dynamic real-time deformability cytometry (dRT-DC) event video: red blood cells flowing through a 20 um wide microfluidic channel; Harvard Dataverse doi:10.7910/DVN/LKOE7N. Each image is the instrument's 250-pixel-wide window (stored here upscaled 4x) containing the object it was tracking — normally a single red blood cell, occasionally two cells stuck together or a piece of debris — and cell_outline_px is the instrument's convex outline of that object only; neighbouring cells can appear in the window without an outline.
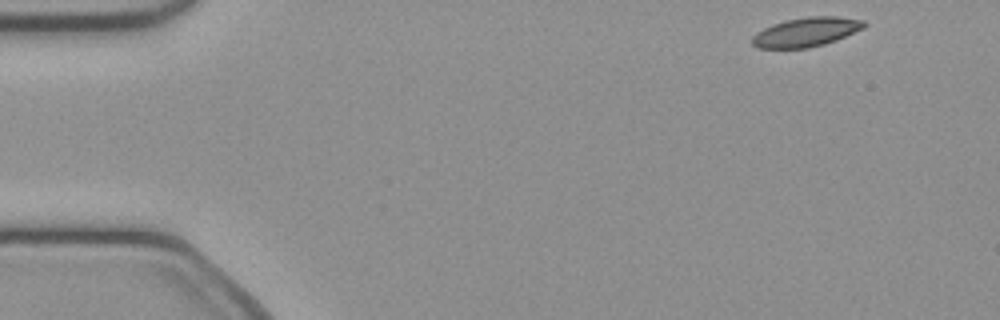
{"species": "common noctule bat (a hibernating species)", "species_latin": "Nyctalus noctula", "temperature_condition": "cold", "stored_images_in_passage": 47, "camera_frame_rate_fps": 3000, "um_per_image_px": 0.085, "animal": {"sex": "female", "body_mass_g": 21.9}, "frame": {"image": 1, "passage_image": 1, "time_ms": 0.0, "image_size_px": [1000, 320], "cell_outline_px": [[868, 24], [864, 28], [836, 40], [824, 44], [808, 48], [760, 48], [752, 44], [752, 36], [756, 32], [772, 24], [784, 20], [808, 16], [836, 16], [864, 20]], "centroid_in_image_um": [68.53, 2.71], "position_along_channel_um": 16.5, "area_um2": 19.13}}
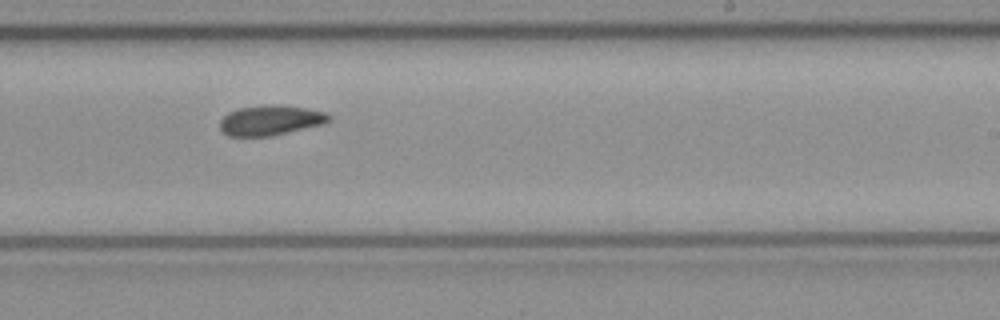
{"frame": {"image": 2, "passage_image": 27, "time_ms": 8.667, "image_size_px": [1000, 320], "cell_outline_px": [[332, 120], [324, 124], [272, 136], [228, 136], [220, 128], [220, 120], [228, 112], [236, 108], [260, 104], [276, 104], [304, 108], [324, 112], [332, 116]], "centroid_in_image_um": [22.99, 10.21], "position_along_channel_um": 266.0, "area_um2": 19.36}}
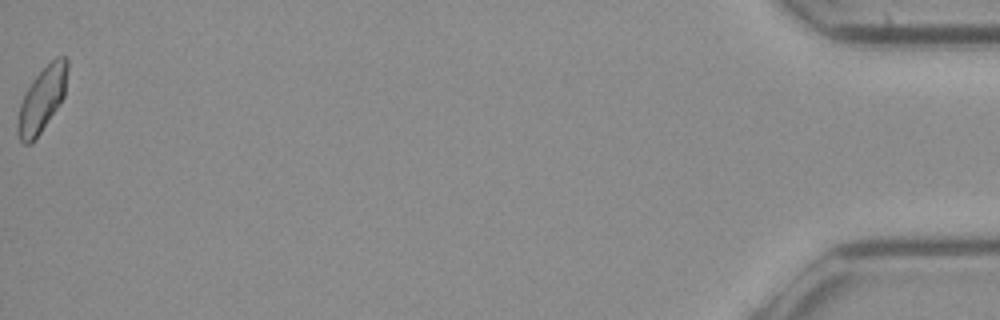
{"frame": {"image": 3, "passage_image": 47, "time_ms": 15.333, "image_size_px": [1000, 320], "cell_outline_px": [[68, 68], [64, 96], [36, 140], [32, 144], [24, 144], [20, 140], [16, 128], [16, 124], [20, 104], [24, 92], [32, 80], [56, 56], [64, 56], [68, 60]], "centroid_in_image_um": [3.55, 8.48], "position_along_channel_um": 431.7, "area_um2": 18.84}, "authors_computed_cell_mechanics": {"area_um2": 19.074, "velocity_mm_per_s": 4.062, "shape_relaxation_time_tau1_ms": 9.2738, "shape_relaxation_time_tau2_ms": null, "deformation_change_tau1": 0.1437, "deformation_change_tau2": null}}